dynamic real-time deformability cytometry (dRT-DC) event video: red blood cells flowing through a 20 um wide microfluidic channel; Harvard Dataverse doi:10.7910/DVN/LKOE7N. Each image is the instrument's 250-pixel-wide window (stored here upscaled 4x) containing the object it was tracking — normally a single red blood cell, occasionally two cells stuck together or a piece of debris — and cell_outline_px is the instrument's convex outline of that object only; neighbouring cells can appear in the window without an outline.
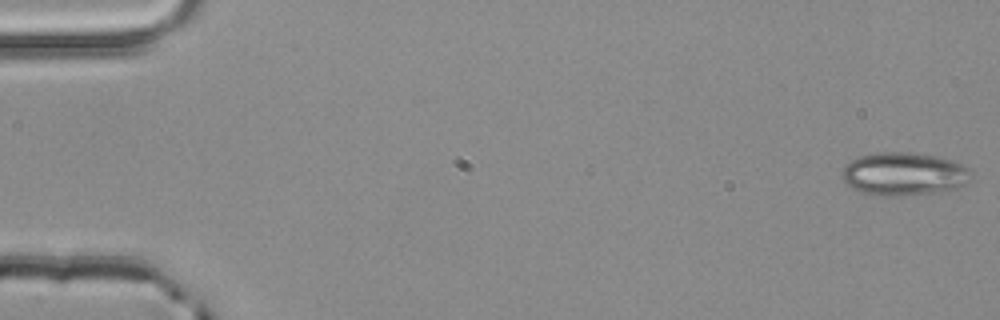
{"species": "common noctule bat (a hibernating species)", "species_latin": "Nyctalus noctula", "temperature_condition": "room temperature", "stored_images_in_passage": 5, "camera_frame_rate_fps": 3000, "um_per_image_px": 0.085, "animal": {"sex": "male", "body_mass_g": 20.4}, "frame": {"image": 1, "passage_image": 1, "time_ms": 0.0, "image_size_px": [1000, 320], "cell_outline_px": [[972, 180], [956, 188], [932, 192], [900, 196], [884, 196], [864, 192], [852, 188], [840, 176], [840, 172], [844, 164], [860, 156], [876, 152], [908, 152], [936, 156], [952, 160], [972, 168]], "centroid_in_image_um": [76.84, 14.77], "position_along_channel_um": 8.2, "area_um2": 32.6}}
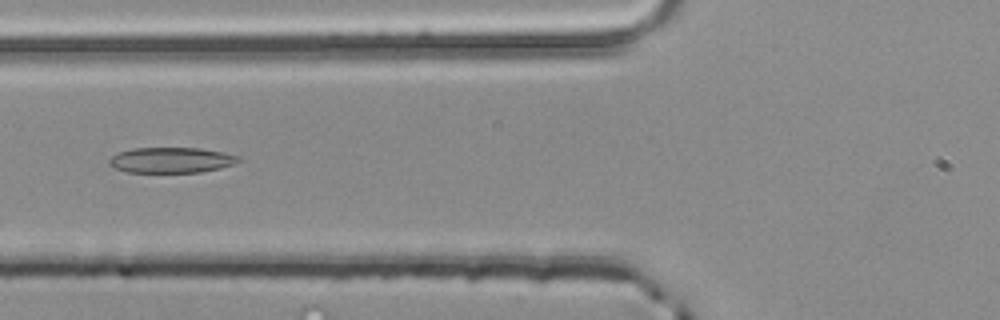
{"frame": {"image": 2, "passage_image": 5, "time_ms": 1.333, "image_size_px": [1000, 320], "cell_outline_px": [[240, 160], [232, 164], [220, 168], [200, 172], [128, 172], [112, 168], [108, 164], [108, 160], [112, 156], [120, 152], [132, 148], [200, 148], [224, 152], [240, 156]], "centroid_in_image_um": [14.53, 13.6], "position_along_channel_um": 111.3, "area_um2": 19.25}}